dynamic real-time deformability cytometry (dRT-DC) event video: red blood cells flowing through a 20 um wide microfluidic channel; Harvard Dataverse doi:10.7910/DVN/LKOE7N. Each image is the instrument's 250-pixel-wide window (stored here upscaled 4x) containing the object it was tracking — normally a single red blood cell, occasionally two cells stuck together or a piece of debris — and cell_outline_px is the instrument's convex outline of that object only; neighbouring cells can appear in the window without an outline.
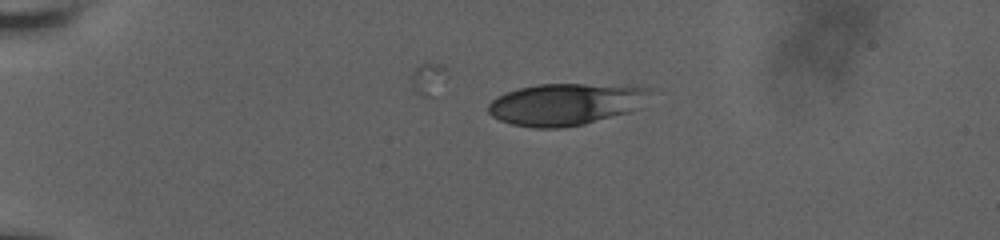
{"species": "human", "species_latin": "Homo sapiens", "temperature_condition": "room temperature", "stored_images_in_passage": 28, "camera_frame_rate_fps": 3000, "um_per_image_px": 0.085, "donor": {"sex": "male"}, "frame": {"image": 1, "passage_image": 1, "time_ms": 0.0, "image_size_px": [1000, 240], "cell_outline_px": [[652, 88], [628, 112], [584, 124], [564, 128], [536, 128], [512, 124], [500, 120], [492, 116], [488, 112], [488, 104], [492, 100], [508, 92], [520, 88], [540, 84], [636, 84]], "centroid_in_image_um": [48.04, 8.84], "position_along_channel_um": 37.0, "area_um2": 39.02}}
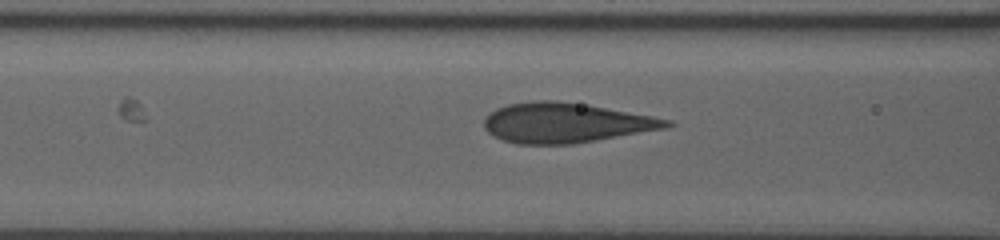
{"frame": {"image": 2, "passage_image": 13, "time_ms": 4.0, "image_size_px": [1000, 240], "cell_outline_px": [[676, 124], [664, 128], [596, 140], [572, 144], [516, 144], [504, 140], [488, 132], [484, 128], [484, 120], [496, 108], [508, 104], [532, 100], [556, 100], [588, 104], [652, 116], [672, 120]], "centroid_in_image_um": [48.08, 10.42], "position_along_channel_um": 118.5, "area_um2": 42.31}}
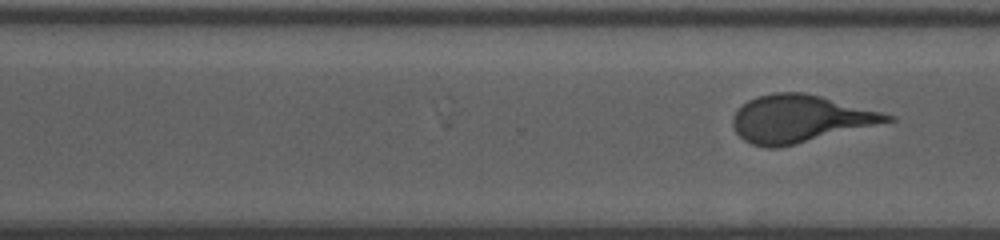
{"frame": {"image": 3, "passage_image": 28, "time_ms": 9.0, "image_size_px": [1000, 240], "cell_outline_px": [[896, 120], [776, 148], [768, 148], [752, 144], [744, 140], [736, 132], [732, 124], [732, 116], [748, 100], [756, 96], [772, 92], [804, 92], [820, 96], [896, 116]], "centroid_in_image_um": [67.96, 10.08], "position_along_channel_um": 302.6, "area_um2": 42.02}}